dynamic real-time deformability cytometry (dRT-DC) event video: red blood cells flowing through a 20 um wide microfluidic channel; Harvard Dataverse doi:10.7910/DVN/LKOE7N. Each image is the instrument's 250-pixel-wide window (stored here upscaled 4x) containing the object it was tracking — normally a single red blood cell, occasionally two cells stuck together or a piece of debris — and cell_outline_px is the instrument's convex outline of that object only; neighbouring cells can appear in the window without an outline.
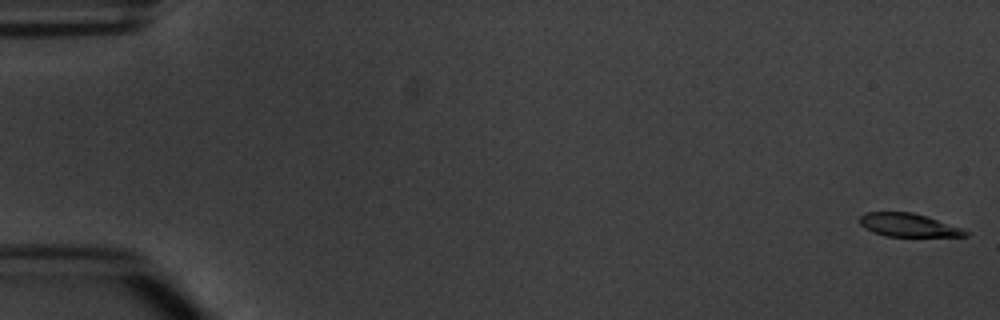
{"species": "common noctule bat (a hibernating species)", "species_latin": "Nyctalus noctula", "temperature_condition": "warm", "stored_images_in_passage": 6, "segment_of_instrument_passage": [2, 2], "camera_frame_rate_fps": 3000, "um_per_image_px": 0.085, "animal": {"sex": "male", "body_mass_g": 20.1, "forearm_length_mm": 53.5}, "frame": {"image": 1, "passage_image": 6, "time_ms": 6.0, "image_size_px": [1000, 320], "cell_outline_px": [[972, 232], [968, 236], [888, 236], [872, 232], [864, 228], [860, 224], [860, 216], [864, 212], [912, 212], [964, 228]], "centroid_in_image_um": [77.24, 19.13], "position_along_channel_um": 7.8, "area_um2": 14.39}}